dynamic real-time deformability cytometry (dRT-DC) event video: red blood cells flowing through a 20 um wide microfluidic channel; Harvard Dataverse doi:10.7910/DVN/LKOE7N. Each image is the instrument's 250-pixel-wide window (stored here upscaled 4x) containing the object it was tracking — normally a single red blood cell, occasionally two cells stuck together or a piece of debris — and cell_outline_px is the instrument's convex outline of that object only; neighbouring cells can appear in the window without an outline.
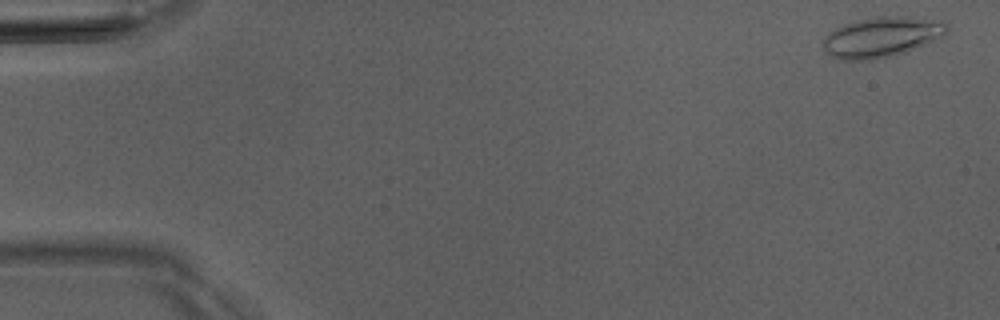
{"species": "Egyptian fruit bat (a non-hibernating species)", "species_latin": "Rousettus aegyptiacus", "temperature_condition": "room temperature", "stored_images_in_passage": 5, "camera_frame_rate_fps": 3000, "um_per_image_px": 0.085, "animal": {"sex": "male"}, "frame": {"image": 1, "passage_image": 1, "time_ms": 0.0, "image_size_px": [1000, 320], "cell_outline_px": [[948, 32], [944, 36], [904, 52], [892, 56], [872, 60], [844, 60], [828, 56], [824, 52], [820, 44], [824, 36], [828, 32], [844, 24], [856, 20], [880, 16], [908, 16], [944, 20], [948, 24]], "centroid_in_image_um": [74.91, 3.14], "position_along_channel_um": 10.1, "area_um2": 29.59}}